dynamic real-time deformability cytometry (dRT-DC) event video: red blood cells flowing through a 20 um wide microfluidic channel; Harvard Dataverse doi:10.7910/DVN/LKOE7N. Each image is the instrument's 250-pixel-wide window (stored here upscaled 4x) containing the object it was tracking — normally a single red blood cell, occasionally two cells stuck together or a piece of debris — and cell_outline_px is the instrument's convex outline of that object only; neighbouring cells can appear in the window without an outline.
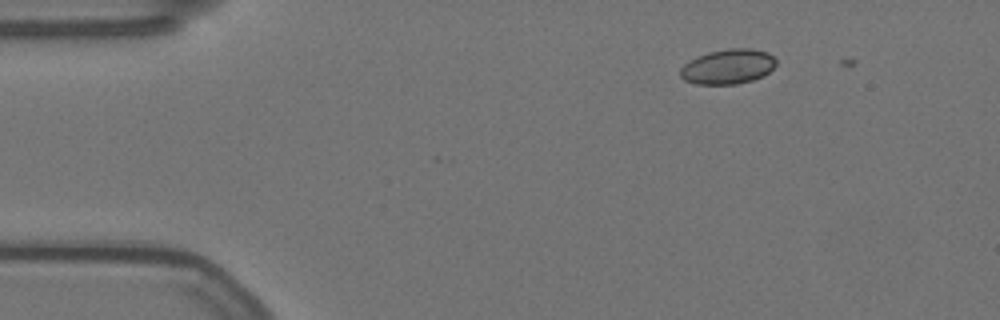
{"species": "Egyptian fruit bat (a non-hibernating species)", "species_latin": "Rousettus aegyptiacus", "temperature_condition": "warm", "stored_images_in_passage": 3, "camera_frame_rate_fps": 3000, "um_per_image_px": 0.085, "animal": {"sex": "female"}, "frame": {"image": 1, "passage_image": 2, "time_ms": 0.333, "image_size_px": [1000, 320], "cell_outline_px": [[776, 64], [764, 76], [752, 80], [736, 84], [696, 84], [684, 80], [680, 76], [680, 68], [684, 64], [696, 56], [708, 52], [728, 48], [752, 48], [768, 52], [776, 60]], "centroid_in_image_um": [61.86, 5.65], "position_along_channel_um": 23.1, "area_um2": 19.59}}